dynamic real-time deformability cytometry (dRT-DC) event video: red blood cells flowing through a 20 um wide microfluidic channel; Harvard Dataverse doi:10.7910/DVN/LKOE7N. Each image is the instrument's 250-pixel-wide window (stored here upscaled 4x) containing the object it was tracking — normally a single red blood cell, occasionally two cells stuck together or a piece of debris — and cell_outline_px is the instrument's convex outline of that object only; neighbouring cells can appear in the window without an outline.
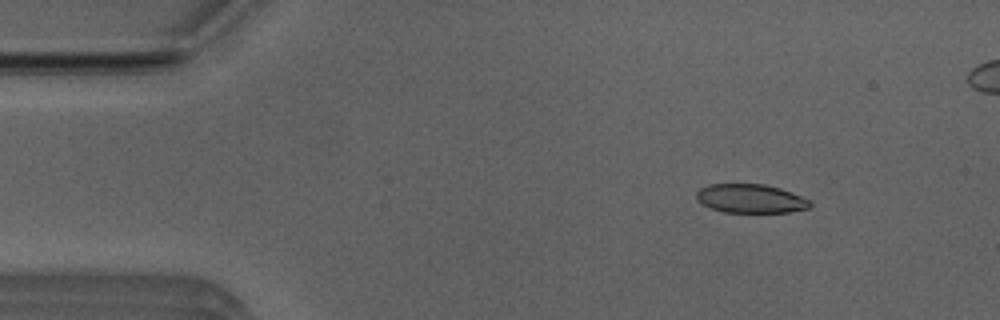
{"species": "Egyptian fruit bat (a non-hibernating species)", "species_latin": "Rousettus aegyptiacus", "temperature_condition": "room temperature", "stored_images_in_passage": 53, "segment_of_instrument_passage": [1, 2], "camera_frame_rate_fps": 3000, "um_per_image_px": 0.085, "animal": {"sex": "male"}, "frame": {"image": 1, "passage_image": 7, "time_ms": 2.0, "image_size_px": [1000, 320], "cell_outline_px": [[812, 204], [808, 208], [788, 212], [724, 212], [712, 208], [696, 200], [696, 192], [700, 188], [708, 184], [764, 184], [780, 188], [812, 200]], "centroid_in_image_um": [63.81, 16.87], "position_along_channel_um": 21.2, "area_um2": 19.07}}
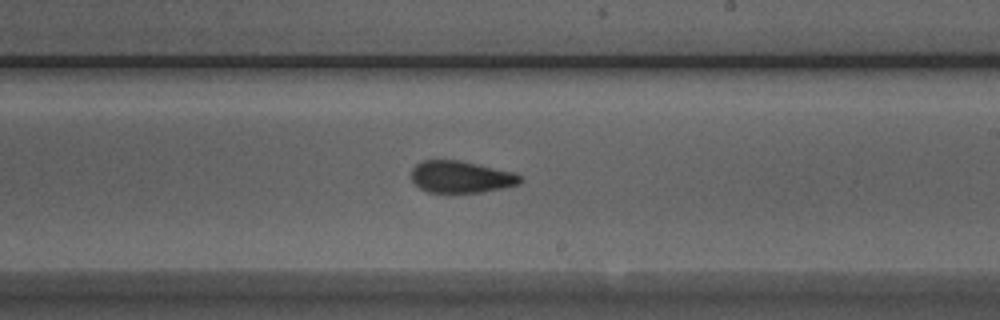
{"frame": {"image": 2, "passage_image": 30, "time_ms": 9.667, "image_size_px": [1000, 320], "cell_outline_px": [[524, 180], [520, 184], [504, 188], [480, 192], [428, 192], [420, 188], [412, 180], [412, 168], [416, 164], [424, 160], [460, 160], [512, 172], [520, 176]], "centroid_in_image_um": [39.19, 15.03], "position_along_channel_um": 249.8, "area_um2": 20.11}}
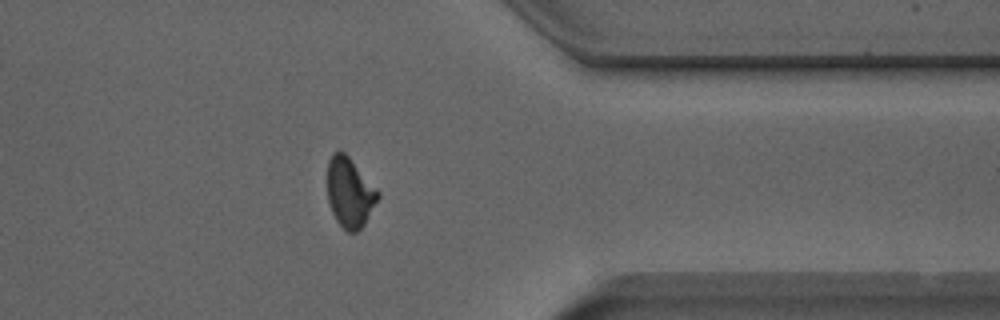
{"frame": {"image": 3, "passage_image": 41, "time_ms": 13.333, "image_size_px": [1000, 320], "cell_outline_px": [[380, 196], [364, 224], [356, 232], [348, 232], [336, 220], [332, 212], [328, 200], [328, 160], [332, 152], [340, 148], [348, 156], [380, 192]], "centroid_in_image_um": [29.72, 16.33], "position_along_channel_um": 381.7, "area_um2": 20.46}}